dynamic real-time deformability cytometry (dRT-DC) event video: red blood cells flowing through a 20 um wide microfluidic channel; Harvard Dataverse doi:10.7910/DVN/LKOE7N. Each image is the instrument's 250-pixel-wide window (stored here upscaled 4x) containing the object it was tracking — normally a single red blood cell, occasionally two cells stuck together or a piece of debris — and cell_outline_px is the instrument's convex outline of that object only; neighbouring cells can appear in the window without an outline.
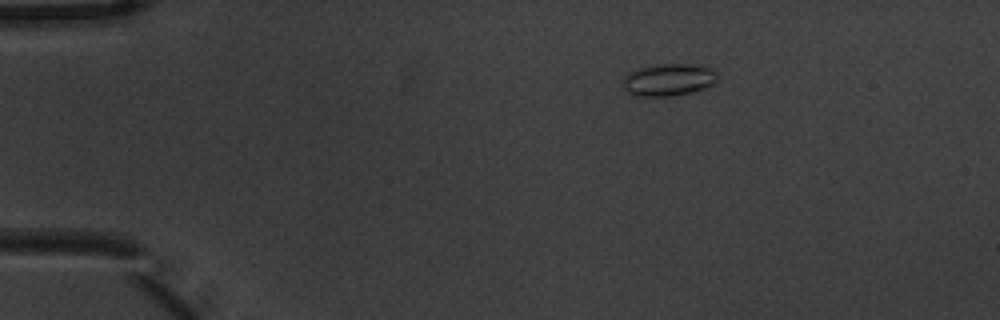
{"species": "common noctule bat (a hibernating species)", "species_latin": "Nyctalus noctula", "temperature_condition": "warm", "stored_images_in_passage": 5, "camera_frame_rate_fps": 3000, "um_per_image_px": 0.085, "animal": {"sex": "male", "body_mass_g": 20.1, "forearm_length_mm": 53.5}, "frame": {"image": 1, "passage_image": 3, "time_ms": 0.667, "image_size_px": [1000, 320], "cell_outline_px": [[716, 80], [712, 84], [696, 92], [672, 96], [632, 96], [624, 88], [624, 76], [628, 72], [640, 68], [660, 64], [688, 64], [712, 68], [716, 72]], "centroid_in_image_um": [56.82, 6.79], "position_along_channel_um": 28.2, "area_um2": 17.74}}